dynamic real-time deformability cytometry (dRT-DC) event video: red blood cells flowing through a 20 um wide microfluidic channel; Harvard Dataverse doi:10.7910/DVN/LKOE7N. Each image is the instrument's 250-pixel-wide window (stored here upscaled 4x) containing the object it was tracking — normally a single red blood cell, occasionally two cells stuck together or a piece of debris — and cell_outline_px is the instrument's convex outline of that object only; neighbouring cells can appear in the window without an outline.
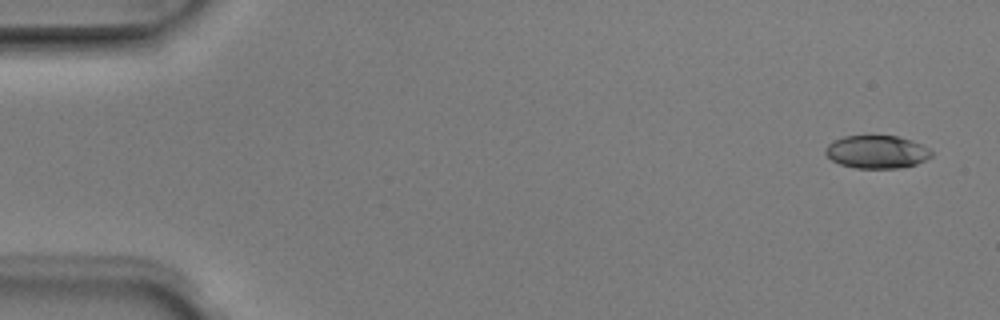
{"species": "Egyptian fruit bat (a non-hibernating species)", "species_latin": "Rousettus aegyptiacus", "temperature_condition": "room temperature", "stored_images_in_passage": 3, "segment_of_instrument_passage": [2, 2], "camera_frame_rate_fps": 3000, "um_per_image_px": 0.085, "animal": {"sex": "male"}, "frame": {"image": 1, "passage_image": 3, "time_ms": 0.667, "image_size_px": [1000, 320], "cell_outline_px": [[932, 156], [916, 164], [900, 168], [856, 168], [840, 164], [832, 160], [824, 152], [824, 148], [828, 144], [844, 136], [896, 136], [912, 140], [928, 148], [932, 152]], "centroid_in_image_um": [74.52, 12.91], "position_along_channel_um": 10.5, "area_um2": 20.23}}